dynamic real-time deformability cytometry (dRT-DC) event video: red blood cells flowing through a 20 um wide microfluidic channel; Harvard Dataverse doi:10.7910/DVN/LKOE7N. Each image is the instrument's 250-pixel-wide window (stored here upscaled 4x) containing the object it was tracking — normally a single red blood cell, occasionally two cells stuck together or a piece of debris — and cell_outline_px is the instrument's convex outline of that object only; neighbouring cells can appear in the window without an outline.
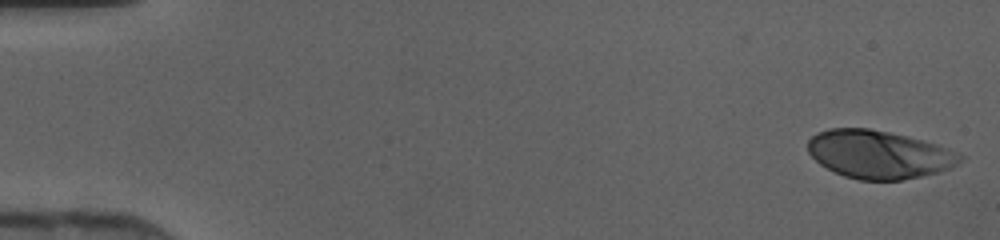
{"species": "human", "species_latin": "Homo sapiens", "temperature_condition": "cold", "stored_images_in_passage": 45, "camera_frame_rate_fps": 3000, "um_per_image_px": 0.085, "donor": {"sex": "female"}, "frame": {"image": 1, "passage_image": 1, "time_ms": 0.0, "image_size_px": [1000, 240], "cell_outline_px": [[964, 156], [956, 164], [948, 168], [936, 172], [920, 176], [900, 180], [860, 180], [844, 176], [820, 164], [808, 152], [808, 140], [816, 132], [828, 128], [868, 128], [908, 136], [936, 144], [948, 148]], "centroid_in_image_um": [74.67, 13.11], "position_along_channel_um": 10.3, "area_um2": 42.37}}
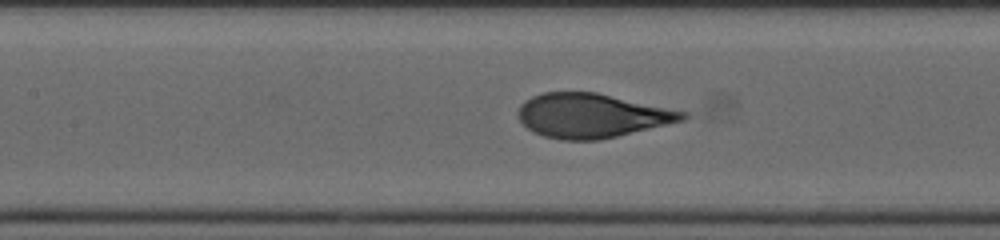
{"frame": {"image": 2, "passage_image": 21, "time_ms": 6.667, "image_size_px": [1000, 240], "cell_outline_px": [[688, 116], [684, 120], [600, 140], [564, 140], [544, 136], [532, 132], [520, 120], [516, 112], [520, 104], [524, 100], [532, 96], [544, 92], [596, 92], [688, 112]], "centroid_in_image_um": [50.27, 9.82], "position_along_channel_um": 157.1, "area_um2": 42.31}}
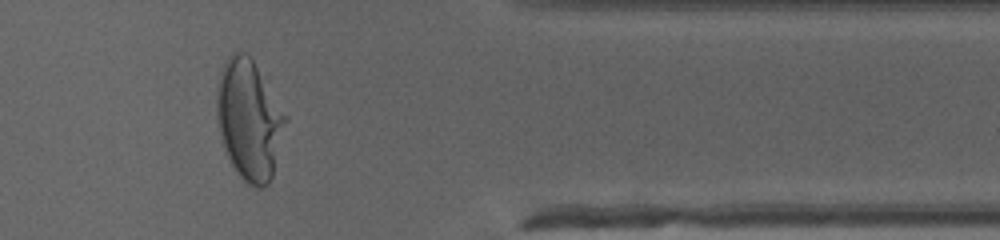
{"frame": {"image": 3, "passage_image": 38, "time_ms": 12.333, "image_size_px": [1000, 240], "cell_outline_px": [[288, 120], [272, 176], [268, 184], [260, 188], [256, 188], [248, 184], [240, 176], [232, 164], [228, 156], [220, 132], [216, 116], [216, 96], [220, 72], [228, 56], [232, 52], [248, 52], [268, 76], [288, 116]], "centroid_in_image_um": [21.23, 10.07], "position_along_channel_um": 390.2, "area_um2": 49.19}}